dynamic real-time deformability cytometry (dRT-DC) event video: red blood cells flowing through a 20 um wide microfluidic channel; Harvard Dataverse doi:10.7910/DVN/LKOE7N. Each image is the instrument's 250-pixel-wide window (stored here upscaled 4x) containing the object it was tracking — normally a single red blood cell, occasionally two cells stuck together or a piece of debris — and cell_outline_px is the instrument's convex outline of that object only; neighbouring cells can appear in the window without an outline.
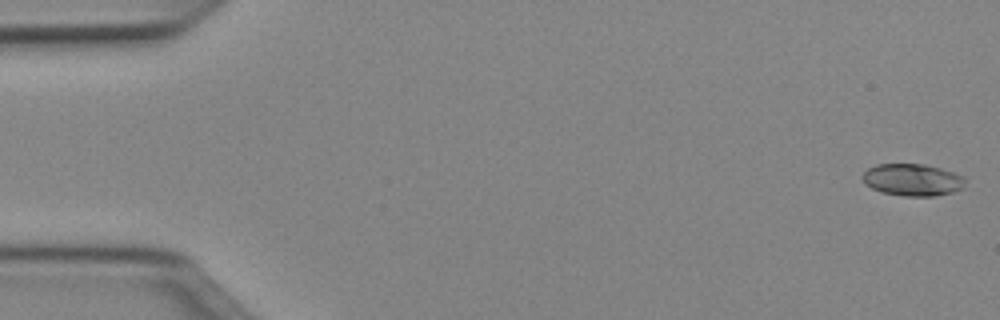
{"species": "Egyptian fruit bat (a non-hibernating species)", "species_latin": "Rousettus aegyptiacus", "temperature_condition": "cold", "stored_images_in_passage": 50, "camera_frame_rate_fps": 3000, "um_per_image_px": 0.085, "animal": {"sex": "female"}, "frame": {"image": 1, "passage_image": 1, "time_ms": 0.0, "image_size_px": [1000, 320], "cell_outline_px": [[964, 188], [952, 192], [936, 196], [904, 196], [880, 192], [864, 184], [860, 176], [868, 168], [876, 164], [924, 164], [940, 168], [964, 176]], "centroid_in_image_um": [77.53, 15.29], "position_along_channel_um": 7.5, "area_um2": 19.36}}
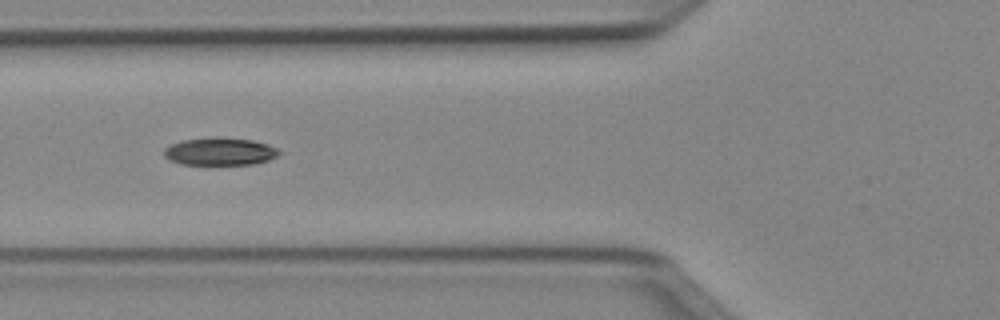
{"frame": {"image": 2, "passage_image": 19, "time_ms": 6.0, "image_size_px": [1000, 320], "cell_outline_px": [[284, 152], [268, 160], [252, 164], [180, 164], [168, 160], [164, 156], [164, 148], [168, 144], [180, 140], [252, 140], [268, 144]], "centroid_in_image_um": [18.67, 12.92], "position_along_channel_um": 107.1, "area_um2": 17.8}}
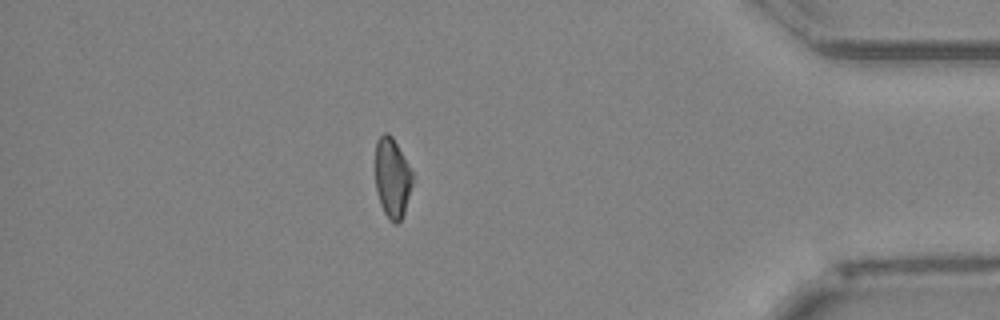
{"frame": {"image": 3, "passage_image": 44, "time_ms": 14.333, "image_size_px": [1000, 320], "cell_outline_px": [[412, 184], [404, 212], [400, 220], [396, 224], [384, 212], [380, 204], [376, 188], [376, 140], [384, 132], [388, 132], [392, 136], [412, 172]], "centroid_in_image_um": [33.32, 15.09], "position_along_channel_um": 401.9, "area_um2": 16.88}, "authors_computed_cell_mechanics": {"area_um2": 18.9295, "velocity_mm_per_s": 4.0243, "shape_relaxation_time_tau1_ms": 5.7094, "shape_relaxation_time_tau2_ms": 8.4749, "deformation_change_tau1": 0.1597, "deformation_change_tau2": 0.1721}}